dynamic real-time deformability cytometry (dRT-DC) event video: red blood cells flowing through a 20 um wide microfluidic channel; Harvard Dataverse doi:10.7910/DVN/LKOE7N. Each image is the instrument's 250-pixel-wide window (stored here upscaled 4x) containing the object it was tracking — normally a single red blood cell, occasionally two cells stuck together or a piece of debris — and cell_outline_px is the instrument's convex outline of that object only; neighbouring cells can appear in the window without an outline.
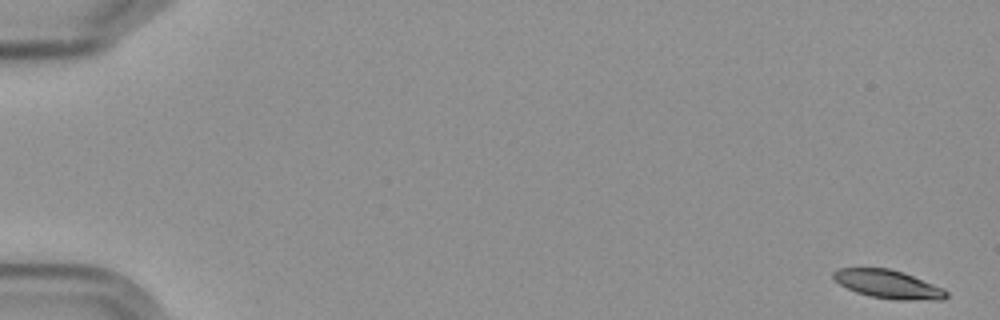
{"species": "Egyptian fruit bat (a non-hibernating species)", "species_latin": "Rousettus aegyptiacus", "temperature_condition": "cold", "stored_images_in_passage": 5, "camera_frame_rate_fps": 3000, "um_per_image_px": 0.085, "frame": {"image": 1, "passage_image": 1, "time_ms": 0.0, "image_size_px": [1000, 320], "cell_outline_px": [[948, 296], [944, 300], [896, 300], [872, 296], [856, 292], [840, 284], [832, 276], [832, 272], [836, 268], [888, 268], [904, 272], [944, 288], [948, 292]], "centroid_in_image_um": [75.53, 24.16], "position_along_channel_um": 9.5, "area_um2": 18.79}}
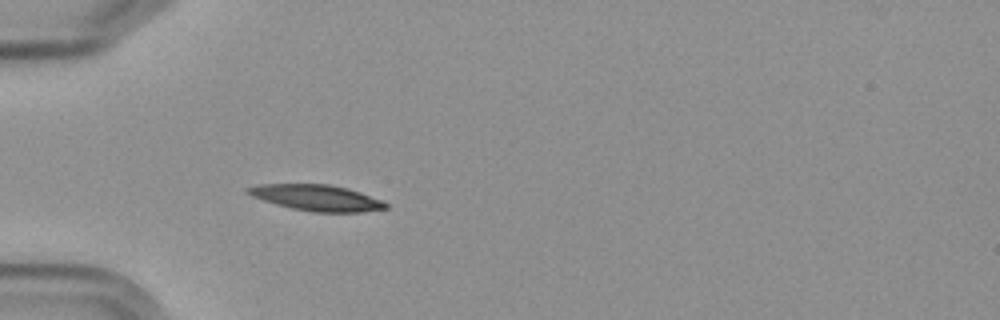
{"frame": {"image": 2, "passage_image": 5, "time_ms": 5.667, "image_size_px": [1000, 320], "cell_outline_px": [[388, 208], [360, 212], [312, 212], [292, 208], [276, 204], [252, 196], [244, 192], [244, 188], [260, 184], [328, 184], [348, 188], [384, 200], [388, 204]], "centroid_in_image_um": [26.93, 16.8], "position_along_channel_um": 58.1, "area_um2": 20.98}}